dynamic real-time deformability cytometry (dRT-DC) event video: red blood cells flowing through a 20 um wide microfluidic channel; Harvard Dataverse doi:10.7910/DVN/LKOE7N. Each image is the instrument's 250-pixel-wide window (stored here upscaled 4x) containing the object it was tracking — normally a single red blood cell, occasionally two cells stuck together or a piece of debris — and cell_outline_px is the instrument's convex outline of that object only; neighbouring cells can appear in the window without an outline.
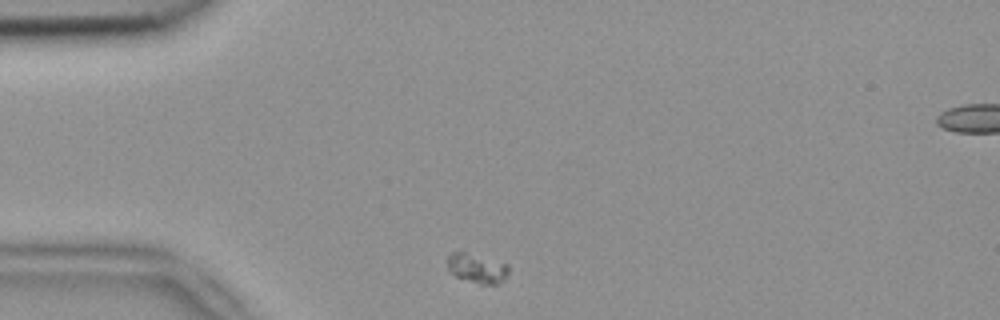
{"species": "common noctule bat (a hibernating species)", "species_latin": "Nyctalus noctula", "temperature_condition": "room temperature", "stored_images_in_passage": 4, "camera_frame_rate_fps": 3000, "um_per_image_px": 0.085, "animal": {"sex": "female", "body_mass_g": 18.4}, "frame": {"image": 1, "passage_image": 1, "time_ms": 0.0, "image_size_px": [1000, 320], "cell_outline_px": [[508, 272], [504, 280], [496, 284], [480, 284], [456, 276], [448, 272], [448, 252], [464, 252], [508, 264]], "centroid_in_image_um": [40.52, 22.8], "position_along_channel_um": 44.5, "area_um2": 10.35}}